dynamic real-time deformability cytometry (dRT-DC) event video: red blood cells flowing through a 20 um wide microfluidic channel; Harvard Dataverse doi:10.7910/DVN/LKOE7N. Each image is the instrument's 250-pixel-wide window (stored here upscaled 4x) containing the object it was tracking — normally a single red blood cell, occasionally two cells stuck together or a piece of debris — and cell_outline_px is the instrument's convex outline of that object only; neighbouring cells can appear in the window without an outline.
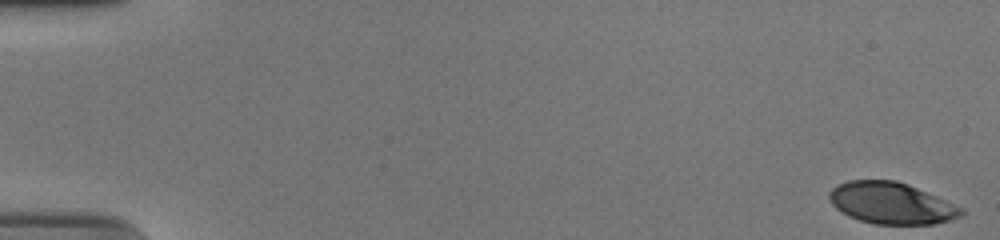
{"species": "human", "species_latin": "Homo sapiens", "temperature_condition": "cold", "stored_images_in_passage": 55, "camera_frame_rate_fps": 3000, "um_per_image_px": 0.085, "donor": {"sex": "male"}, "frame": {"image": 1, "passage_image": 1, "time_ms": 0.0, "image_size_px": [1000, 240], "cell_outline_px": [[964, 216], [932, 224], [876, 224], [860, 220], [848, 216], [836, 208], [832, 204], [828, 196], [828, 192], [836, 184], [848, 180], [896, 180], [908, 184], [964, 208]], "centroid_in_image_um": [75.75, 17.26], "position_along_channel_um": 9.3, "area_um2": 32.02}}
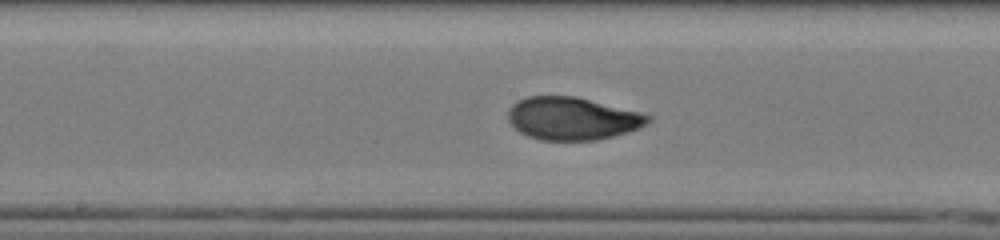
{"frame": {"image": 2, "passage_image": 30, "time_ms": 9.667, "image_size_px": [1000, 240], "cell_outline_px": [[652, 120], [648, 124], [640, 128], [628, 132], [596, 140], [540, 140], [528, 136], [520, 132], [508, 120], [508, 108], [516, 100], [528, 96], [576, 96], [640, 112], [652, 116]], "centroid_in_image_um": [48.66, 10.06], "position_along_channel_um": 199.5, "area_um2": 35.03}}
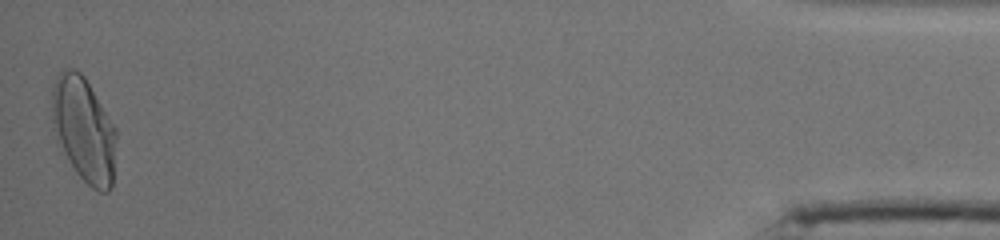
{"frame": {"image": 3, "passage_image": 55, "time_ms": 18.0, "image_size_px": [1000, 240], "cell_outline_px": [[116, 136], [112, 188], [108, 192], [100, 192], [92, 188], [76, 172], [56, 144], [52, 128], [52, 84], [56, 76], [64, 68], [72, 68], [80, 72], [84, 76], [116, 128]], "centroid_in_image_um": [7.09, 11.01], "position_along_channel_um": 428.1, "area_um2": 39.65}, "authors_computed_cell_mechanics": {"area_um2": 34.4488, "velocity_mm_per_s": 3.7417, "shape_relaxation_time_tau1_ms": 5.0663, "shape_relaxation_time_tau2_ms": 0.7394, "deformation_change_tau1": 0.1982, "deformation_change_tau2": 0.0486}}